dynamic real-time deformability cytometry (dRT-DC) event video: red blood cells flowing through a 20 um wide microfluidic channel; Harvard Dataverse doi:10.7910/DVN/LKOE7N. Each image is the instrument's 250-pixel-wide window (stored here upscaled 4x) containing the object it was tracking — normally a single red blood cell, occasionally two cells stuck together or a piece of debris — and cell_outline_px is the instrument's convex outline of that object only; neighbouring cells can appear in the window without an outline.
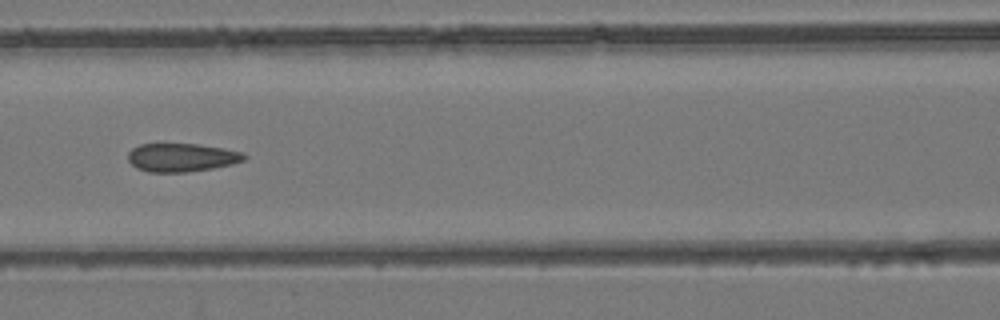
{"species": "common noctule bat (a hibernating species)", "species_latin": "Nyctalus noctula", "temperature_condition": "room temperature", "stored_images_in_passage": 8, "camera_frame_rate_fps": 3000, "um_per_image_px": 0.085, "animal": {"sex": "female", "body_mass_g": 24.6, "forearm_length_mm": 56.2}, "frame": {"image": 1, "passage_image": 8, "time_ms": 8.0, "image_size_px": [1000, 320], "cell_outline_px": [[248, 156], [244, 160], [232, 164], [212, 168], [188, 172], [148, 172], [136, 168], [128, 160], [128, 152], [132, 148], [140, 144], [200, 144], [224, 148], [244, 152]], "centroid_in_image_um": [15.45, 13.38], "position_along_channel_um": 151.1, "area_um2": 19.36}}